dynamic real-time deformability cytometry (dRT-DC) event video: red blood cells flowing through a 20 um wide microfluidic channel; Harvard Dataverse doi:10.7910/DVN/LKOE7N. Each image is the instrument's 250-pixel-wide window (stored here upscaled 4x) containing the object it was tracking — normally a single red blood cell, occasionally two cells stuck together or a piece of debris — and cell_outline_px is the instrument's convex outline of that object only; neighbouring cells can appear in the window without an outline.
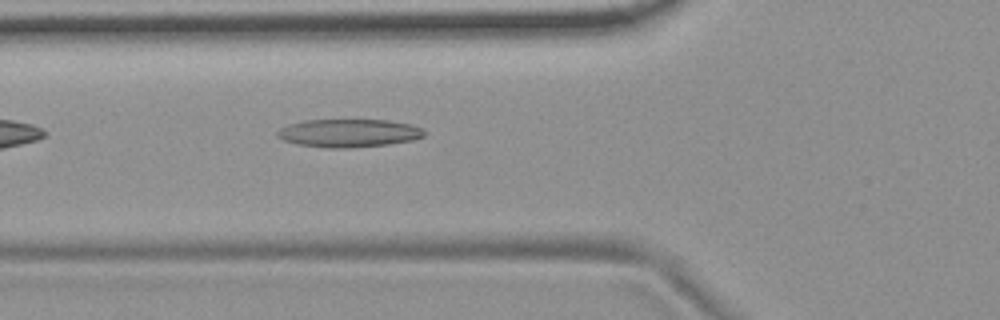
{"species": "common noctule bat (a hibernating species)", "species_latin": "Nyctalus noctula", "temperature_condition": "room temperature", "stored_images_in_passage": 3, "camera_frame_rate_fps": 3000, "um_per_image_px": 0.085, "animal": {"sex": "female", "body_mass_g": 19.9}, "frame": {"image": 1, "passage_image": 3, "time_ms": 2.333, "image_size_px": [1000, 320], "cell_outline_px": [[428, 132], [424, 136], [412, 140], [388, 144], [348, 148], [328, 148], [296, 144], [284, 140], [276, 136], [276, 132], [280, 128], [288, 124], [304, 120], [388, 120], [412, 124], [424, 128]], "centroid_in_image_um": [29.67, 11.31], "position_along_channel_um": 96.1, "area_um2": 24.28}}